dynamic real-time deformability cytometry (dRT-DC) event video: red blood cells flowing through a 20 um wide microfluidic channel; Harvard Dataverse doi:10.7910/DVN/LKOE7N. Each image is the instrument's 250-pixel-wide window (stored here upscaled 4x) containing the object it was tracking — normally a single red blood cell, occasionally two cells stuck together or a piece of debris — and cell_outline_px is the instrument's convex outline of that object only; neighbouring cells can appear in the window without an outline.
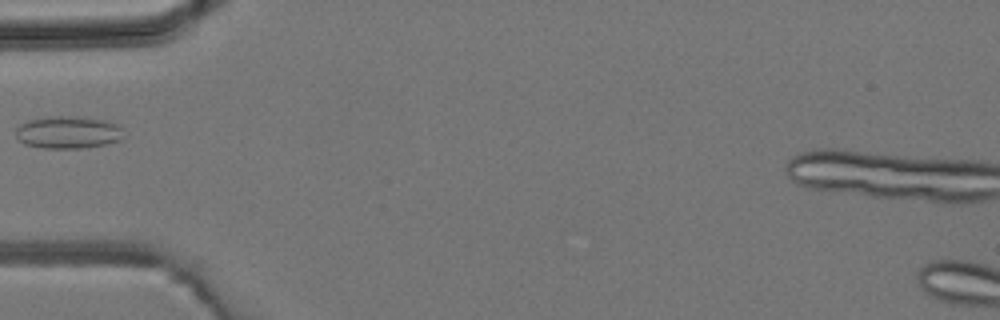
{"species": "common noctule bat (a hibernating species)", "species_latin": "Nyctalus noctula", "temperature_condition": "room temperature", "stored_images_in_passage": 3, "camera_frame_rate_fps": 3000, "um_per_image_px": 0.085, "animal": {"sex": "male", "body_mass_g": 19.2, "forearm_length_mm": 51.8}, "frame": {"image": 1, "passage_image": 3, "time_ms": 2.333, "image_size_px": [1000, 320], "cell_outline_px": [[120, 140], [104, 144], [80, 148], [44, 148], [24, 144], [16, 136], [16, 128], [20, 124], [28, 120], [48, 116], [76, 116], [104, 120], [120, 124]], "centroid_in_image_um": [5.74, 11.23], "position_along_channel_um": 79.3, "area_um2": 20.23}}